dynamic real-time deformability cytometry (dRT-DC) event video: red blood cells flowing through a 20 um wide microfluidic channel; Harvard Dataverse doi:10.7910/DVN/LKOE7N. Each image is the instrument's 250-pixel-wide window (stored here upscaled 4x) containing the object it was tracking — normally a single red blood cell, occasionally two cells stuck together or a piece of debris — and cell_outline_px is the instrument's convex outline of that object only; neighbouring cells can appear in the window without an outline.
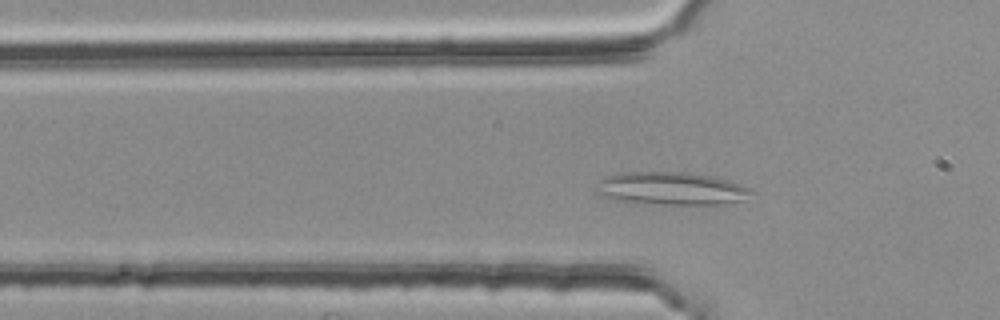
{"species": "common noctule bat (a hibernating species)", "species_latin": "Nyctalus noctula", "temperature_condition": "room temperature", "stored_images_in_passage": 28, "camera_frame_rate_fps": 3000, "um_per_image_px": 0.085, "animal": {"sex": "female", "body_mass_g": 25.1}, "frame": {"image": 1, "passage_image": 11, "time_ms": 3.333, "image_size_px": [1000, 320], "cell_outline_px": [[756, 192], [744, 200], [720, 204], [664, 204], [612, 200], [596, 192], [592, 188], [604, 176], [620, 172], [688, 172], [712, 176], [728, 180], [752, 188]], "centroid_in_image_um": [57.05, 16.01], "position_along_channel_um": 68.8, "area_um2": 30.06}}
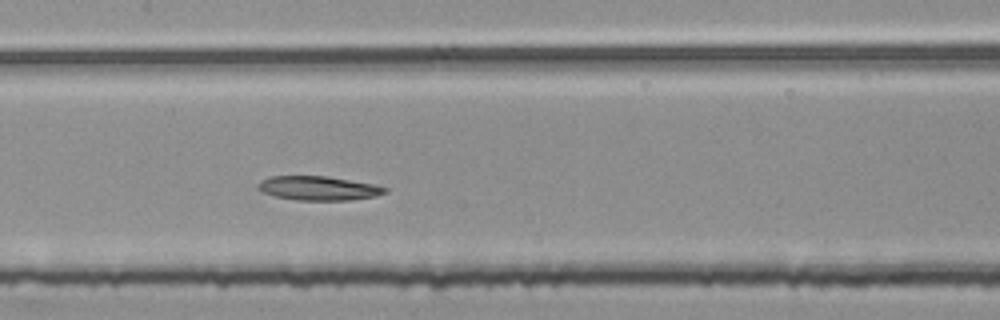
{"frame": {"image": 2, "passage_image": 20, "time_ms": 6.333, "image_size_px": [1000, 320], "cell_outline_px": [[388, 192], [376, 196], [348, 200], [296, 200], [272, 196], [260, 192], [256, 188], [256, 184], [260, 180], [268, 176], [328, 176], [372, 184], [388, 188]], "centroid_in_image_um": [26.99, 16.0], "position_along_channel_um": 180.4, "area_um2": 18.09}}
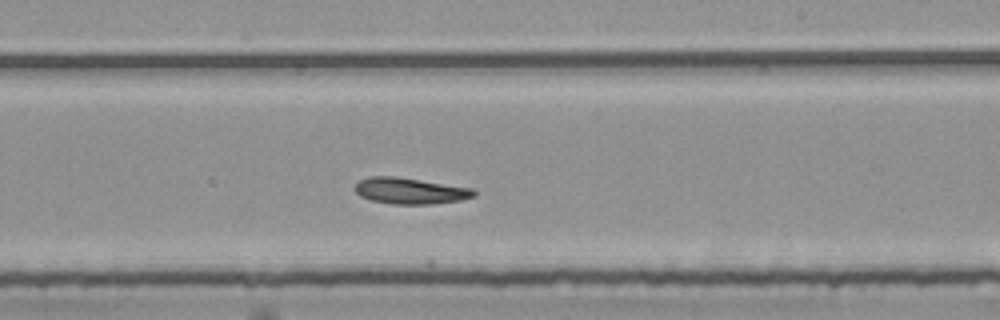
{"frame": {"image": 3, "passage_image": 26, "time_ms": 8.333, "image_size_px": [1000, 320], "cell_outline_px": [[476, 196], [460, 200], [428, 204], [392, 204], [372, 200], [360, 196], [356, 192], [356, 184], [360, 180], [368, 176], [392, 176], [420, 180], [472, 188], [476, 192]], "centroid_in_image_um": [34.86, 16.22], "position_along_channel_um": 254.1, "area_um2": 17.92}}